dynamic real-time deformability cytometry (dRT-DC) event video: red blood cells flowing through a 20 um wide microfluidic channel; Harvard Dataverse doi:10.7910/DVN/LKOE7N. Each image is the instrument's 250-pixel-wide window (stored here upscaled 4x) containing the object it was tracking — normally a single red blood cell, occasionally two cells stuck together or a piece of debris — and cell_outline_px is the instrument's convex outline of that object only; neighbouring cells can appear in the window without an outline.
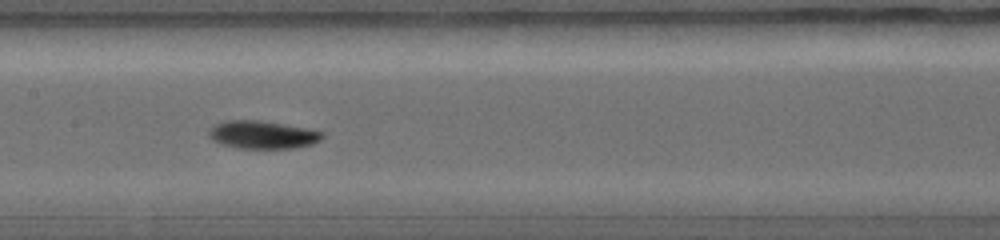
{"species": "common noctule bat (a hibernating species)", "species_latin": "Nyctalus noctula", "temperature_condition": "warm", "stored_images_in_passage": 12, "camera_frame_rate_fps": 5000, "um_per_image_px": 0.085, "animal": {"sex": "female", "body_mass_g": 19.0, "forearm_length_mm": 56.7}, "frame": {"image": 1, "passage_image": 7, "time_ms": 2.8, "image_size_px": [1000, 240], "cell_outline_px": [[320, 136], [312, 144], [292, 148], [240, 148], [216, 140], [212, 136], [212, 128], [216, 124], [232, 120], [248, 120], [276, 124], [320, 132]], "centroid_in_image_um": [22.29, 11.47], "position_along_channel_um": 185.1, "area_um2": 16.76}}
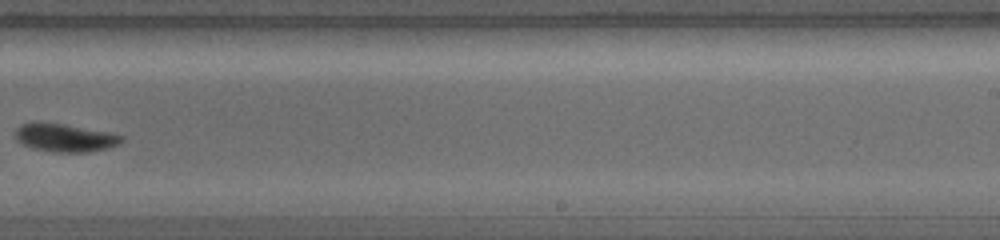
{"frame": {"image": 2, "passage_image": 10, "time_ms": 4.4, "image_size_px": [1000, 240], "cell_outline_px": [[120, 140], [116, 144], [104, 148], [88, 152], [52, 152], [36, 148], [24, 144], [20, 140], [16, 132], [24, 124], [60, 124], [120, 136]], "centroid_in_image_um": [5.49, 11.75], "position_along_channel_um": 283.5, "area_um2": 15.66}}